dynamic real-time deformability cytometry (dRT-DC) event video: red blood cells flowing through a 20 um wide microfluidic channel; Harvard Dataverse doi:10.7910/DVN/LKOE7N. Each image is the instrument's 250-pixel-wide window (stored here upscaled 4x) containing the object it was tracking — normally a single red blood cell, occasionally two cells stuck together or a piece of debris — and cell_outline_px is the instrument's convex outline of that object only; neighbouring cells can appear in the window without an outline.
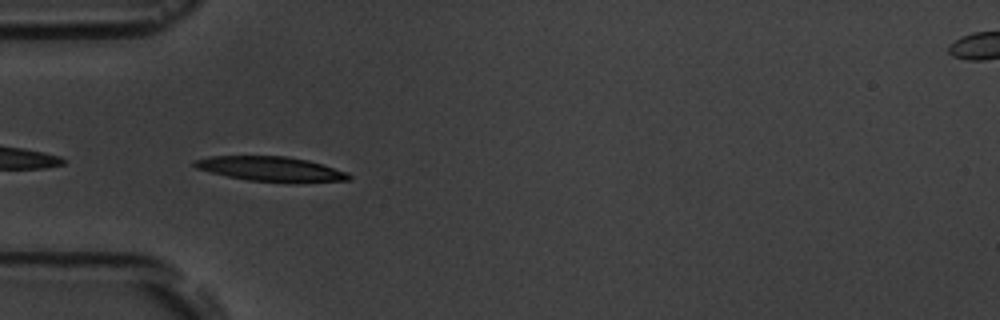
{"species": "common noctule bat (a hibernating species)", "species_latin": "Nyctalus noctula", "temperature_condition": "room temperature", "stored_images_in_passage": 6, "camera_frame_rate_fps": 3000, "um_per_image_px": 0.085, "animal": {"sex": "male", "body_mass_g": 19.5, "forearm_length_mm": 54.6}, "frame": {"image": 1, "passage_image": 5, "time_ms": 4.667, "image_size_px": [1000, 320], "cell_outline_px": [[352, 176], [348, 180], [300, 184], [296, 184], [248, 180], [228, 176], [196, 168], [192, 164], [192, 160], [208, 156], [288, 156], [308, 160], [324, 164], [348, 172]], "centroid_in_image_um": [23.1, 14.37], "position_along_channel_um": 61.9, "area_um2": 22.83}}